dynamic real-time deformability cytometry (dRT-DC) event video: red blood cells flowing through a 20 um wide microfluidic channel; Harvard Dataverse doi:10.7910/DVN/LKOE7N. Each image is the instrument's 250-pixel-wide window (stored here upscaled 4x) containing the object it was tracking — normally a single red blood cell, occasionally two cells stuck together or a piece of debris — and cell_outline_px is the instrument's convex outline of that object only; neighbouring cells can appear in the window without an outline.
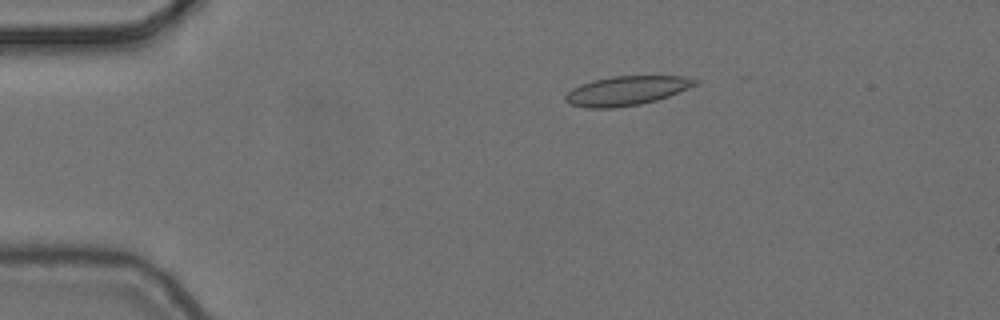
{"species": "common noctule bat (a hibernating species)", "species_latin": "Nyctalus noctula", "temperature_condition": "cold", "stored_images_in_passage": 4, "camera_frame_rate_fps": 3000, "um_per_image_px": 0.085, "animal": {"sex": "female", "body_mass_g": 24.6, "forearm_length_mm": 56.2}, "frame": {"image": 1, "passage_image": 3, "time_ms": 0.667, "image_size_px": [1000, 320], "cell_outline_px": [[700, 80], [696, 84], [688, 88], [668, 96], [656, 100], [640, 104], [612, 108], [588, 108], [572, 104], [564, 100], [564, 96], [572, 88], [580, 84], [592, 80], [612, 76], [684, 76]], "centroid_in_image_um": [53.24, 7.7], "position_along_channel_um": 31.8, "area_um2": 22.02}}